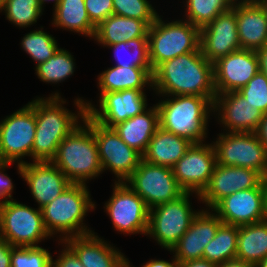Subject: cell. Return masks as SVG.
I'll return each mask as SVG.
<instances>
[{
	"instance_id": "cell-20",
	"label": "cell",
	"mask_w": 267,
	"mask_h": 267,
	"mask_svg": "<svg viewBox=\"0 0 267 267\" xmlns=\"http://www.w3.org/2000/svg\"><path fill=\"white\" fill-rule=\"evenodd\" d=\"M20 175L26 180L39 209L56 199L71 182L51 161L18 162Z\"/></svg>"
},
{
	"instance_id": "cell-2",
	"label": "cell",
	"mask_w": 267,
	"mask_h": 267,
	"mask_svg": "<svg viewBox=\"0 0 267 267\" xmlns=\"http://www.w3.org/2000/svg\"><path fill=\"white\" fill-rule=\"evenodd\" d=\"M76 105L86 128L77 126L68 134L59 144L51 162L64 173L71 183L85 184V180L97 176L103 170L92 131V118L87 114L82 99H78Z\"/></svg>"
},
{
	"instance_id": "cell-8",
	"label": "cell",
	"mask_w": 267,
	"mask_h": 267,
	"mask_svg": "<svg viewBox=\"0 0 267 267\" xmlns=\"http://www.w3.org/2000/svg\"><path fill=\"white\" fill-rule=\"evenodd\" d=\"M189 195L190 192H185L173 201L149 209L147 234L154 236L160 245L170 251L198 214L191 211Z\"/></svg>"
},
{
	"instance_id": "cell-37",
	"label": "cell",
	"mask_w": 267,
	"mask_h": 267,
	"mask_svg": "<svg viewBox=\"0 0 267 267\" xmlns=\"http://www.w3.org/2000/svg\"><path fill=\"white\" fill-rule=\"evenodd\" d=\"M112 3L113 14L143 20L148 26L158 16L147 0H112Z\"/></svg>"
},
{
	"instance_id": "cell-21",
	"label": "cell",
	"mask_w": 267,
	"mask_h": 267,
	"mask_svg": "<svg viewBox=\"0 0 267 267\" xmlns=\"http://www.w3.org/2000/svg\"><path fill=\"white\" fill-rule=\"evenodd\" d=\"M222 223L215 214L212 215L206 211L198 212L189 229L171 250L176 252L175 259L179 263L203 259L205 246L214 238Z\"/></svg>"
},
{
	"instance_id": "cell-51",
	"label": "cell",
	"mask_w": 267,
	"mask_h": 267,
	"mask_svg": "<svg viewBox=\"0 0 267 267\" xmlns=\"http://www.w3.org/2000/svg\"><path fill=\"white\" fill-rule=\"evenodd\" d=\"M10 163H12V162H2L1 151H0V170L1 169L4 170V168L7 167V165H9Z\"/></svg>"
},
{
	"instance_id": "cell-27",
	"label": "cell",
	"mask_w": 267,
	"mask_h": 267,
	"mask_svg": "<svg viewBox=\"0 0 267 267\" xmlns=\"http://www.w3.org/2000/svg\"><path fill=\"white\" fill-rule=\"evenodd\" d=\"M149 26L143 21L119 15H111L97 27L95 38L108 46L139 37H148Z\"/></svg>"
},
{
	"instance_id": "cell-15",
	"label": "cell",
	"mask_w": 267,
	"mask_h": 267,
	"mask_svg": "<svg viewBox=\"0 0 267 267\" xmlns=\"http://www.w3.org/2000/svg\"><path fill=\"white\" fill-rule=\"evenodd\" d=\"M215 165L214 146L198 143L190 146L172 170L179 186L185 192L195 191L199 196L207 187Z\"/></svg>"
},
{
	"instance_id": "cell-43",
	"label": "cell",
	"mask_w": 267,
	"mask_h": 267,
	"mask_svg": "<svg viewBox=\"0 0 267 267\" xmlns=\"http://www.w3.org/2000/svg\"><path fill=\"white\" fill-rule=\"evenodd\" d=\"M13 185L11 182V179L9 177H7V175L2 174V172L0 171V198H5V201H0V204L6 203L7 201V197L11 198V191H12ZM7 196V197H6Z\"/></svg>"
},
{
	"instance_id": "cell-38",
	"label": "cell",
	"mask_w": 267,
	"mask_h": 267,
	"mask_svg": "<svg viewBox=\"0 0 267 267\" xmlns=\"http://www.w3.org/2000/svg\"><path fill=\"white\" fill-rule=\"evenodd\" d=\"M52 262L50 253L39 246L14 247L12 250L11 267H52Z\"/></svg>"
},
{
	"instance_id": "cell-25",
	"label": "cell",
	"mask_w": 267,
	"mask_h": 267,
	"mask_svg": "<svg viewBox=\"0 0 267 267\" xmlns=\"http://www.w3.org/2000/svg\"><path fill=\"white\" fill-rule=\"evenodd\" d=\"M158 127L159 110L155 105L149 111H143L141 114L120 122L112 128L127 146L143 156Z\"/></svg>"
},
{
	"instance_id": "cell-18",
	"label": "cell",
	"mask_w": 267,
	"mask_h": 267,
	"mask_svg": "<svg viewBox=\"0 0 267 267\" xmlns=\"http://www.w3.org/2000/svg\"><path fill=\"white\" fill-rule=\"evenodd\" d=\"M146 97L143 90L127 89L104 93L100 98L101 111L90 103L85 104L87 114L102 126L112 128L114 125L126 121L146 109Z\"/></svg>"
},
{
	"instance_id": "cell-34",
	"label": "cell",
	"mask_w": 267,
	"mask_h": 267,
	"mask_svg": "<svg viewBox=\"0 0 267 267\" xmlns=\"http://www.w3.org/2000/svg\"><path fill=\"white\" fill-rule=\"evenodd\" d=\"M2 9L7 19L20 27L36 22L42 12L39 0H2L0 10Z\"/></svg>"
},
{
	"instance_id": "cell-40",
	"label": "cell",
	"mask_w": 267,
	"mask_h": 267,
	"mask_svg": "<svg viewBox=\"0 0 267 267\" xmlns=\"http://www.w3.org/2000/svg\"><path fill=\"white\" fill-rule=\"evenodd\" d=\"M91 22L97 27L102 21L113 15L112 0H84Z\"/></svg>"
},
{
	"instance_id": "cell-49",
	"label": "cell",
	"mask_w": 267,
	"mask_h": 267,
	"mask_svg": "<svg viewBox=\"0 0 267 267\" xmlns=\"http://www.w3.org/2000/svg\"><path fill=\"white\" fill-rule=\"evenodd\" d=\"M262 183L265 190L266 206H267V171L262 175Z\"/></svg>"
},
{
	"instance_id": "cell-22",
	"label": "cell",
	"mask_w": 267,
	"mask_h": 267,
	"mask_svg": "<svg viewBox=\"0 0 267 267\" xmlns=\"http://www.w3.org/2000/svg\"><path fill=\"white\" fill-rule=\"evenodd\" d=\"M217 107L222 108L220 120L227 128L229 127L230 132H256L263 118V113L252 106L238 91L217 94L213 109Z\"/></svg>"
},
{
	"instance_id": "cell-35",
	"label": "cell",
	"mask_w": 267,
	"mask_h": 267,
	"mask_svg": "<svg viewBox=\"0 0 267 267\" xmlns=\"http://www.w3.org/2000/svg\"><path fill=\"white\" fill-rule=\"evenodd\" d=\"M21 45L37 65L46 62L59 49L56 40L42 30L26 34Z\"/></svg>"
},
{
	"instance_id": "cell-1",
	"label": "cell",
	"mask_w": 267,
	"mask_h": 267,
	"mask_svg": "<svg viewBox=\"0 0 267 267\" xmlns=\"http://www.w3.org/2000/svg\"><path fill=\"white\" fill-rule=\"evenodd\" d=\"M159 93L207 97L214 103V66L201 53L189 52L164 61L153 72Z\"/></svg>"
},
{
	"instance_id": "cell-26",
	"label": "cell",
	"mask_w": 267,
	"mask_h": 267,
	"mask_svg": "<svg viewBox=\"0 0 267 267\" xmlns=\"http://www.w3.org/2000/svg\"><path fill=\"white\" fill-rule=\"evenodd\" d=\"M193 143L158 127L149 141L143 160L172 168Z\"/></svg>"
},
{
	"instance_id": "cell-33",
	"label": "cell",
	"mask_w": 267,
	"mask_h": 267,
	"mask_svg": "<svg viewBox=\"0 0 267 267\" xmlns=\"http://www.w3.org/2000/svg\"><path fill=\"white\" fill-rule=\"evenodd\" d=\"M73 69L71 54L60 48L46 62L36 66V74L44 82L58 83L73 74Z\"/></svg>"
},
{
	"instance_id": "cell-9",
	"label": "cell",
	"mask_w": 267,
	"mask_h": 267,
	"mask_svg": "<svg viewBox=\"0 0 267 267\" xmlns=\"http://www.w3.org/2000/svg\"><path fill=\"white\" fill-rule=\"evenodd\" d=\"M125 181L131 184L149 209L173 201L185 193L172 168L150 164L143 159Z\"/></svg>"
},
{
	"instance_id": "cell-23",
	"label": "cell",
	"mask_w": 267,
	"mask_h": 267,
	"mask_svg": "<svg viewBox=\"0 0 267 267\" xmlns=\"http://www.w3.org/2000/svg\"><path fill=\"white\" fill-rule=\"evenodd\" d=\"M236 20L241 49L256 51L267 45V14L257 0L236 3Z\"/></svg>"
},
{
	"instance_id": "cell-46",
	"label": "cell",
	"mask_w": 267,
	"mask_h": 267,
	"mask_svg": "<svg viewBox=\"0 0 267 267\" xmlns=\"http://www.w3.org/2000/svg\"><path fill=\"white\" fill-rule=\"evenodd\" d=\"M180 267H218V266L205 259H197L180 263Z\"/></svg>"
},
{
	"instance_id": "cell-17",
	"label": "cell",
	"mask_w": 267,
	"mask_h": 267,
	"mask_svg": "<svg viewBox=\"0 0 267 267\" xmlns=\"http://www.w3.org/2000/svg\"><path fill=\"white\" fill-rule=\"evenodd\" d=\"M217 94L239 91L259 71L255 51L239 49L213 63Z\"/></svg>"
},
{
	"instance_id": "cell-36",
	"label": "cell",
	"mask_w": 267,
	"mask_h": 267,
	"mask_svg": "<svg viewBox=\"0 0 267 267\" xmlns=\"http://www.w3.org/2000/svg\"><path fill=\"white\" fill-rule=\"evenodd\" d=\"M114 49L118 64L120 67H151L149 59V41L148 37H139L129 41H123L117 44L108 45ZM130 50L133 56L127 61L118 56V50Z\"/></svg>"
},
{
	"instance_id": "cell-45",
	"label": "cell",
	"mask_w": 267,
	"mask_h": 267,
	"mask_svg": "<svg viewBox=\"0 0 267 267\" xmlns=\"http://www.w3.org/2000/svg\"><path fill=\"white\" fill-rule=\"evenodd\" d=\"M256 134L267 150V114H263V118L260 122L258 130L256 131Z\"/></svg>"
},
{
	"instance_id": "cell-47",
	"label": "cell",
	"mask_w": 267,
	"mask_h": 267,
	"mask_svg": "<svg viewBox=\"0 0 267 267\" xmlns=\"http://www.w3.org/2000/svg\"><path fill=\"white\" fill-rule=\"evenodd\" d=\"M143 267H180V263L176 259L172 263L164 260H150Z\"/></svg>"
},
{
	"instance_id": "cell-42",
	"label": "cell",
	"mask_w": 267,
	"mask_h": 267,
	"mask_svg": "<svg viewBox=\"0 0 267 267\" xmlns=\"http://www.w3.org/2000/svg\"><path fill=\"white\" fill-rule=\"evenodd\" d=\"M14 246L0 239V267H11V255Z\"/></svg>"
},
{
	"instance_id": "cell-30",
	"label": "cell",
	"mask_w": 267,
	"mask_h": 267,
	"mask_svg": "<svg viewBox=\"0 0 267 267\" xmlns=\"http://www.w3.org/2000/svg\"><path fill=\"white\" fill-rule=\"evenodd\" d=\"M54 24L86 36H95L96 26L88 17L84 0H61L55 7Z\"/></svg>"
},
{
	"instance_id": "cell-24",
	"label": "cell",
	"mask_w": 267,
	"mask_h": 267,
	"mask_svg": "<svg viewBox=\"0 0 267 267\" xmlns=\"http://www.w3.org/2000/svg\"><path fill=\"white\" fill-rule=\"evenodd\" d=\"M78 256L84 267H117L124 258L121 252L98 239L94 233L61 239Z\"/></svg>"
},
{
	"instance_id": "cell-19",
	"label": "cell",
	"mask_w": 267,
	"mask_h": 267,
	"mask_svg": "<svg viewBox=\"0 0 267 267\" xmlns=\"http://www.w3.org/2000/svg\"><path fill=\"white\" fill-rule=\"evenodd\" d=\"M261 182L262 175L254 169L216 163L210 181L199 197L212 209L224 197L255 188Z\"/></svg>"
},
{
	"instance_id": "cell-39",
	"label": "cell",
	"mask_w": 267,
	"mask_h": 267,
	"mask_svg": "<svg viewBox=\"0 0 267 267\" xmlns=\"http://www.w3.org/2000/svg\"><path fill=\"white\" fill-rule=\"evenodd\" d=\"M263 114H267V77L258 71L249 82L238 91Z\"/></svg>"
},
{
	"instance_id": "cell-28",
	"label": "cell",
	"mask_w": 267,
	"mask_h": 267,
	"mask_svg": "<svg viewBox=\"0 0 267 267\" xmlns=\"http://www.w3.org/2000/svg\"><path fill=\"white\" fill-rule=\"evenodd\" d=\"M153 72L152 67L109 68L99 76L101 96L127 89L142 90L147 83H153Z\"/></svg>"
},
{
	"instance_id": "cell-4",
	"label": "cell",
	"mask_w": 267,
	"mask_h": 267,
	"mask_svg": "<svg viewBox=\"0 0 267 267\" xmlns=\"http://www.w3.org/2000/svg\"><path fill=\"white\" fill-rule=\"evenodd\" d=\"M156 106L159 110V127L193 144L202 143L206 135L208 109L213 108V103L207 97L177 95Z\"/></svg>"
},
{
	"instance_id": "cell-44",
	"label": "cell",
	"mask_w": 267,
	"mask_h": 267,
	"mask_svg": "<svg viewBox=\"0 0 267 267\" xmlns=\"http://www.w3.org/2000/svg\"><path fill=\"white\" fill-rule=\"evenodd\" d=\"M258 57L259 71L267 77V45L255 51Z\"/></svg>"
},
{
	"instance_id": "cell-11",
	"label": "cell",
	"mask_w": 267,
	"mask_h": 267,
	"mask_svg": "<svg viewBox=\"0 0 267 267\" xmlns=\"http://www.w3.org/2000/svg\"><path fill=\"white\" fill-rule=\"evenodd\" d=\"M36 134L34 106L29 103L0 123L2 162H14L25 155L32 156Z\"/></svg>"
},
{
	"instance_id": "cell-54",
	"label": "cell",
	"mask_w": 267,
	"mask_h": 267,
	"mask_svg": "<svg viewBox=\"0 0 267 267\" xmlns=\"http://www.w3.org/2000/svg\"><path fill=\"white\" fill-rule=\"evenodd\" d=\"M45 1H47V0H39L40 5L42 6ZM54 1H55V5L54 6L56 7L61 0H54Z\"/></svg>"
},
{
	"instance_id": "cell-10",
	"label": "cell",
	"mask_w": 267,
	"mask_h": 267,
	"mask_svg": "<svg viewBox=\"0 0 267 267\" xmlns=\"http://www.w3.org/2000/svg\"><path fill=\"white\" fill-rule=\"evenodd\" d=\"M213 146L219 165L250 168L261 175L267 171V150L256 132L220 134Z\"/></svg>"
},
{
	"instance_id": "cell-32",
	"label": "cell",
	"mask_w": 267,
	"mask_h": 267,
	"mask_svg": "<svg viewBox=\"0 0 267 267\" xmlns=\"http://www.w3.org/2000/svg\"><path fill=\"white\" fill-rule=\"evenodd\" d=\"M235 0H188L187 18L191 24L202 28L219 14L230 10Z\"/></svg>"
},
{
	"instance_id": "cell-31",
	"label": "cell",
	"mask_w": 267,
	"mask_h": 267,
	"mask_svg": "<svg viewBox=\"0 0 267 267\" xmlns=\"http://www.w3.org/2000/svg\"><path fill=\"white\" fill-rule=\"evenodd\" d=\"M238 226L222 223L214 238L205 246L203 259L221 265L228 260L236 259Z\"/></svg>"
},
{
	"instance_id": "cell-52",
	"label": "cell",
	"mask_w": 267,
	"mask_h": 267,
	"mask_svg": "<svg viewBox=\"0 0 267 267\" xmlns=\"http://www.w3.org/2000/svg\"><path fill=\"white\" fill-rule=\"evenodd\" d=\"M255 267H267V257L260 261Z\"/></svg>"
},
{
	"instance_id": "cell-12",
	"label": "cell",
	"mask_w": 267,
	"mask_h": 267,
	"mask_svg": "<svg viewBox=\"0 0 267 267\" xmlns=\"http://www.w3.org/2000/svg\"><path fill=\"white\" fill-rule=\"evenodd\" d=\"M117 182L113 195L106 204L114 227L120 232L147 234L149 208L126 182Z\"/></svg>"
},
{
	"instance_id": "cell-41",
	"label": "cell",
	"mask_w": 267,
	"mask_h": 267,
	"mask_svg": "<svg viewBox=\"0 0 267 267\" xmlns=\"http://www.w3.org/2000/svg\"><path fill=\"white\" fill-rule=\"evenodd\" d=\"M52 267H84L75 252L68 246L59 259L52 262Z\"/></svg>"
},
{
	"instance_id": "cell-14",
	"label": "cell",
	"mask_w": 267,
	"mask_h": 267,
	"mask_svg": "<svg viewBox=\"0 0 267 267\" xmlns=\"http://www.w3.org/2000/svg\"><path fill=\"white\" fill-rule=\"evenodd\" d=\"M92 131L102 170L109 168L120 178L118 181L126 180L138 167L143 156L127 146L113 128L102 126L93 119Z\"/></svg>"
},
{
	"instance_id": "cell-5",
	"label": "cell",
	"mask_w": 267,
	"mask_h": 267,
	"mask_svg": "<svg viewBox=\"0 0 267 267\" xmlns=\"http://www.w3.org/2000/svg\"><path fill=\"white\" fill-rule=\"evenodd\" d=\"M89 208L93 209L94 204L86 185L71 183L56 199L41 208L46 231L50 236L55 230L69 233L68 237L92 233L85 226H81Z\"/></svg>"
},
{
	"instance_id": "cell-53",
	"label": "cell",
	"mask_w": 267,
	"mask_h": 267,
	"mask_svg": "<svg viewBox=\"0 0 267 267\" xmlns=\"http://www.w3.org/2000/svg\"><path fill=\"white\" fill-rule=\"evenodd\" d=\"M257 1L262 5L267 14V0H257Z\"/></svg>"
},
{
	"instance_id": "cell-13",
	"label": "cell",
	"mask_w": 267,
	"mask_h": 267,
	"mask_svg": "<svg viewBox=\"0 0 267 267\" xmlns=\"http://www.w3.org/2000/svg\"><path fill=\"white\" fill-rule=\"evenodd\" d=\"M212 209L224 224L243 226L267 219L265 190L257 187L240 190L221 199Z\"/></svg>"
},
{
	"instance_id": "cell-6",
	"label": "cell",
	"mask_w": 267,
	"mask_h": 267,
	"mask_svg": "<svg viewBox=\"0 0 267 267\" xmlns=\"http://www.w3.org/2000/svg\"><path fill=\"white\" fill-rule=\"evenodd\" d=\"M149 59L154 71L164 61L200 51V28L185 22L164 23L159 15L148 29Z\"/></svg>"
},
{
	"instance_id": "cell-3",
	"label": "cell",
	"mask_w": 267,
	"mask_h": 267,
	"mask_svg": "<svg viewBox=\"0 0 267 267\" xmlns=\"http://www.w3.org/2000/svg\"><path fill=\"white\" fill-rule=\"evenodd\" d=\"M55 93L49 99H36L30 102L34 106L36 118V134L32 146V157L35 162L51 161L59 144L77 126V116L61 106ZM61 102V103H59Z\"/></svg>"
},
{
	"instance_id": "cell-48",
	"label": "cell",
	"mask_w": 267,
	"mask_h": 267,
	"mask_svg": "<svg viewBox=\"0 0 267 267\" xmlns=\"http://www.w3.org/2000/svg\"><path fill=\"white\" fill-rule=\"evenodd\" d=\"M218 267H255L253 264L244 262L243 260L233 259L218 265Z\"/></svg>"
},
{
	"instance_id": "cell-29",
	"label": "cell",
	"mask_w": 267,
	"mask_h": 267,
	"mask_svg": "<svg viewBox=\"0 0 267 267\" xmlns=\"http://www.w3.org/2000/svg\"><path fill=\"white\" fill-rule=\"evenodd\" d=\"M267 257V219L238 227L237 256L256 266Z\"/></svg>"
},
{
	"instance_id": "cell-16",
	"label": "cell",
	"mask_w": 267,
	"mask_h": 267,
	"mask_svg": "<svg viewBox=\"0 0 267 267\" xmlns=\"http://www.w3.org/2000/svg\"><path fill=\"white\" fill-rule=\"evenodd\" d=\"M199 48L211 63L241 49L237 31L236 4L200 28Z\"/></svg>"
},
{
	"instance_id": "cell-7",
	"label": "cell",
	"mask_w": 267,
	"mask_h": 267,
	"mask_svg": "<svg viewBox=\"0 0 267 267\" xmlns=\"http://www.w3.org/2000/svg\"><path fill=\"white\" fill-rule=\"evenodd\" d=\"M0 232V239L14 247H36V243L50 236L41 209H32L12 198L0 204Z\"/></svg>"
},
{
	"instance_id": "cell-50",
	"label": "cell",
	"mask_w": 267,
	"mask_h": 267,
	"mask_svg": "<svg viewBox=\"0 0 267 267\" xmlns=\"http://www.w3.org/2000/svg\"><path fill=\"white\" fill-rule=\"evenodd\" d=\"M117 267H131L129 266V262L127 259L124 257L121 262L117 265Z\"/></svg>"
}]
</instances>
